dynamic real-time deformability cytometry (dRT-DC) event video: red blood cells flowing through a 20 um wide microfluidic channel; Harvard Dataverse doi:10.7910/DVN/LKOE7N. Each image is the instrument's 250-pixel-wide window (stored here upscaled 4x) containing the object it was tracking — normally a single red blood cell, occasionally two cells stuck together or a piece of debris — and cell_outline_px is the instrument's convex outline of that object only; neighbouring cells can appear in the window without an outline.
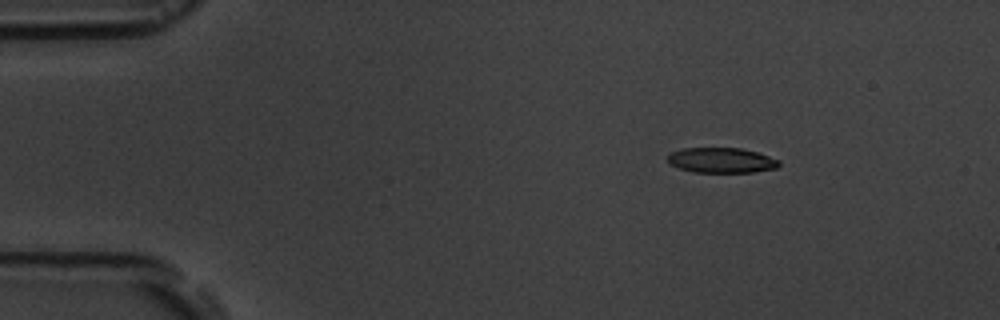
{"species": "common noctule bat (a hibernating species)", "species_latin": "Nyctalus noctula", "temperature_condition": "room temperature", "stored_images_in_passage": 17, "camera_frame_rate_fps": 3000, "um_per_image_px": 0.085, "animal": {"sex": "male", "body_mass_g": 19.5, "forearm_length_mm": 54.6}, "frame": {"image": 1, "passage_image": 3, "time_ms": 2.333, "image_size_px": [1000, 320], "cell_outline_px": [[780, 164], [776, 168], [752, 172], [692, 172], [668, 164], [668, 156], [672, 152], [680, 148], [740, 148], [756, 152], [780, 160]], "centroid_in_image_um": [61.3, 13.62], "position_along_channel_um": 23.7, "area_um2": 16.3}}
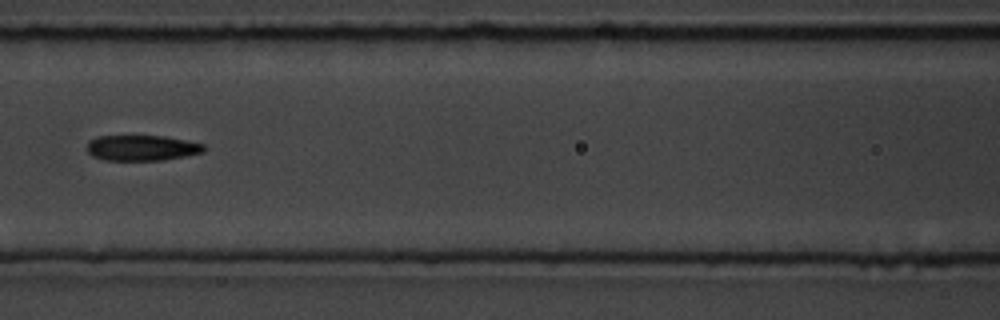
{"frame": {"image": 2, "passage_image": 8, "time_ms": 8.0, "image_size_px": [1000, 320], "cell_outline_px": [[208, 148], [204, 152], [164, 160], [104, 160], [92, 156], [88, 152], [88, 140], [96, 136], [164, 136], [204, 144]], "centroid_in_image_um": [12.06, 12.57], "position_along_channel_um": 154.5, "area_um2": 17.46}}
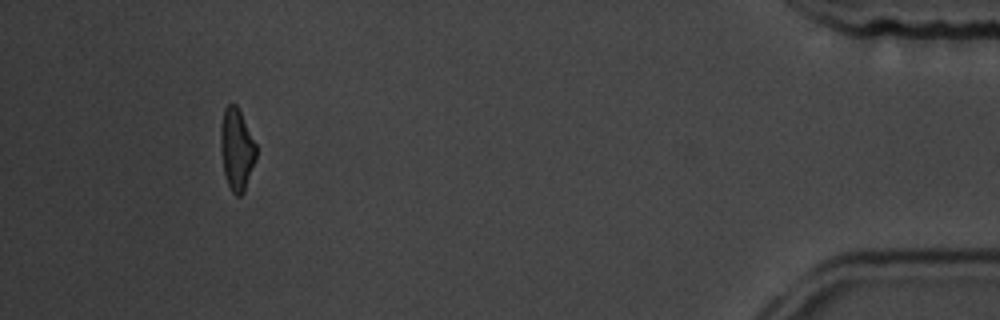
{"frame": {"image": 3, "passage_image": 16, "time_ms": 17.0, "image_size_px": [1000, 320], "cell_outline_px": [[256, 160], [244, 192], [240, 196], [236, 196], [232, 192], [228, 184], [224, 172], [220, 148], [220, 128], [224, 108], [228, 104], [236, 104], [256, 144]], "centroid_in_image_um": [20.11, 12.71], "position_along_channel_um": 415.1, "area_um2": 16.94}, "authors_computed_cell_mechanics": {"area_um2": 17.1666, "velocity_mm_per_s": 3.6493, "shape_relaxation_time_tau1_ms": 3.1367, "shape_relaxation_time_tau2_ms": 3.304, "deformation_change_tau1": 0.1079, "deformation_change_tau2": 0.1204}}